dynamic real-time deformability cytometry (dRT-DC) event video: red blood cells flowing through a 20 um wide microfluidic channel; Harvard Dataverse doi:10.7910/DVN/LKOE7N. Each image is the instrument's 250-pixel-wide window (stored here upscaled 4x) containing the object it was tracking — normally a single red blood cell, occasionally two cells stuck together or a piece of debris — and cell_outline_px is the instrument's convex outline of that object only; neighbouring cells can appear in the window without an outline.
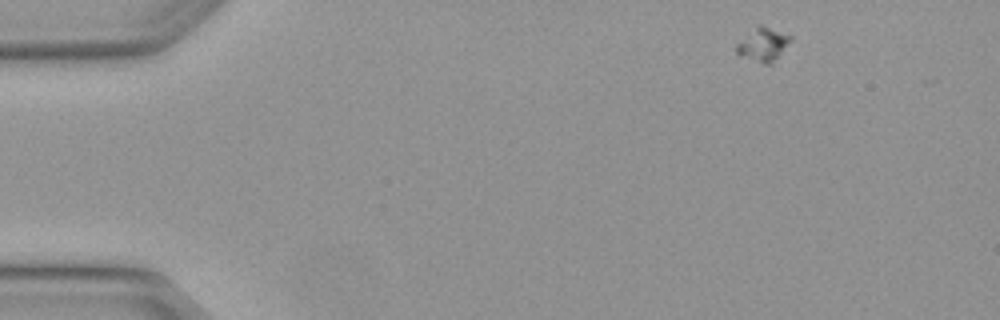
{"species": "Egyptian fruit bat (a non-hibernating species)", "species_latin": "Rousettus aegyptiacus", "temperature_condition": "warm", "stored_images_in_passage": 3, "camera_frame_rate_fps": 3000, "um_per_image_px": 0.085, "animal": {"sex": "female"}, "frame": {"image": 1, "passage_image": 1, "time_ms": 0.0, "image_size_px": [1000, 320], "cell_outline_px": [[792, 40], [772, 64], [764, 64], [740, 56], [736, 52], [736, 44], [756, 24], [760, 24], [792, 36]], "centroid_in_image_um": [64.85, 3.77], "position_along_channel_um": 20.2, "area_um2": 10.64}}